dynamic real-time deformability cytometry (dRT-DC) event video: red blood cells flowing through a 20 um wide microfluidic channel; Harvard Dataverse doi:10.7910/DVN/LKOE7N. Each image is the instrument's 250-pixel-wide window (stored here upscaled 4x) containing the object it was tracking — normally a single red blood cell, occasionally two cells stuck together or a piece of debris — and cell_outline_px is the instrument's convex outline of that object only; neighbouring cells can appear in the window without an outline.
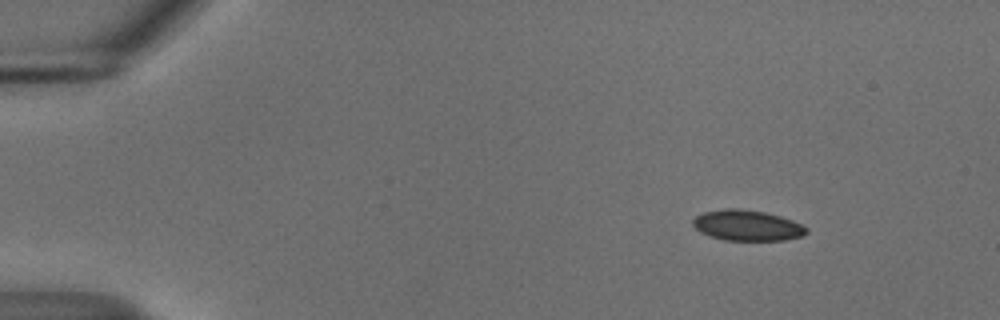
{"species": "common noctule bat (a hibernating species)", "species_latin": "Nyctalus noctula", "temperature_condition": "cold", "stored_images_in_passage": 49, "camera_frame_rate_fps": 3000, "um_per_image_px": 0.085, "animal": {"sex": "male", "body_mass_g": 18.8}, "frame": {"image": 1, "passage_image": 1, "time_ms": 0.0, "image_size_px": [1000, 320], "cell_outline_px": [[808, 232], [804, 236], [784, 240], [724, 240], [700, 232], [692, 224], [692, 220], [696, 216], [704, 212], [724, 208], [740, 208], [764, 212], [780, 216], [792, 220], [808, 228]], "centroid_in_image_um": [63.52, 19.15], "position_along_channel_um": 21.5, "area_um2": 20.29}}
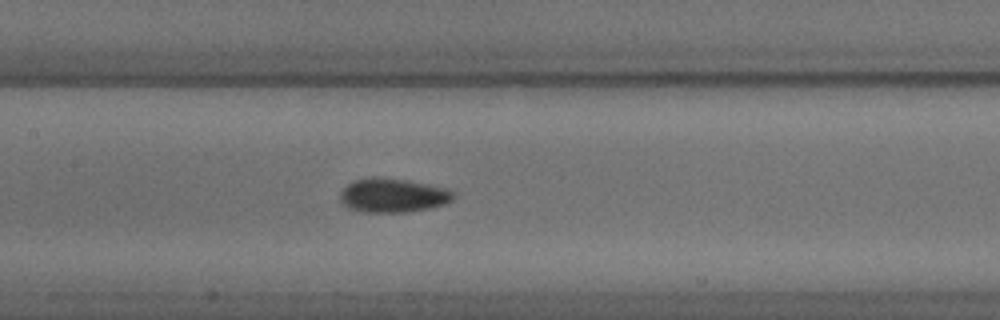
{"frame": {"image": 2, "passage_image": 21, "time_ms": 6.667, "image_size_px": [1000, 320], "cell_outline_px": [[456, 196], [452, 200], [444, 204], [428, 208], [404, 212], [364, 212], [348, 208], [340, 200], [340, 192], [352, 180], [372, 176], [380, 176], [404, 180], [448, 188], [456, 192]], "centroid_in_image_um": [33.39, 16.59], "position_along_channel_um": 174.0, "area_um2": 22.6}}
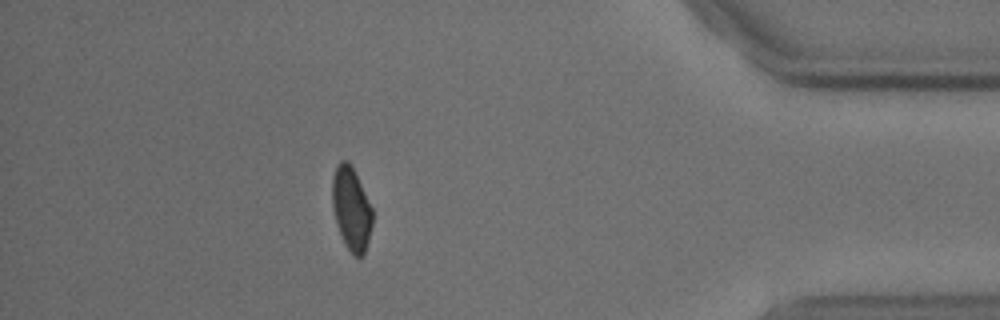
{"frame": {"image": 3, "passage_image": 43, "time_ms": 14.0, "image_size_px": [1000, 320], "cell_outline_px": [[372, 224], [368, 240], [364, 252], [360, 256], [356, 256], [344, 244], [332, 208], [332, 180], [336, 164], [340, 160], [348, 160], [372, 208]], "centroid_in_image_um": [29.84, 17.71], "position_along_channel_um": 405.4, "area_um2": 19.02}, "authors_computed_cell_mechanics": {"area_um2": 20.7502, "velocity_mm_per_s": 3.6867, "shape_relaxation_time_tau1_ms": 2.6216, "shape_relaxation_time_tau2_ms": 3.5533, "deformation_change_tau1": 0.0918, "deformation_change_tau2": 0.0536}}